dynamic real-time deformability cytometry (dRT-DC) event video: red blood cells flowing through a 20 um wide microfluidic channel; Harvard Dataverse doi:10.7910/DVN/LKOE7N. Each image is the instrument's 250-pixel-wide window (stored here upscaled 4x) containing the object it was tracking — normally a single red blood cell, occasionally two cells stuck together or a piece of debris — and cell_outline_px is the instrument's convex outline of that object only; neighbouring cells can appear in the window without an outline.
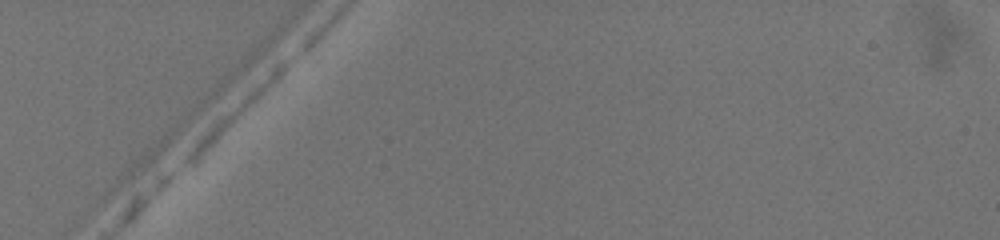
{"species": "common noctule bat (a hibernating species)", "species_latin": "Nyctalus noctula", "temperature_condition": "warm", "stored_images_in_passage": 1, "camera_frame_rate_fps": 3000, "um_per_image_px": 0.085, "animal": {"sex": "female", "body_mass_g": 19.5, "forearm_length_mm": 54.1}, "frame": {"image": 1, "passage_image": 1, "time_ms": 0.0, "image_size_px": [1000, 240], "cell_outline_px": [[296, 52], [292, 60], [256, 96], [188, 160], [180, 164], [180, 160], [196, 136], [216, 116], [252, 84], [280, 60]], "centroid_in_image_um": [19.94, 9.21], "position_along_channel_um": 65.1, "area_um2": 11.79}}